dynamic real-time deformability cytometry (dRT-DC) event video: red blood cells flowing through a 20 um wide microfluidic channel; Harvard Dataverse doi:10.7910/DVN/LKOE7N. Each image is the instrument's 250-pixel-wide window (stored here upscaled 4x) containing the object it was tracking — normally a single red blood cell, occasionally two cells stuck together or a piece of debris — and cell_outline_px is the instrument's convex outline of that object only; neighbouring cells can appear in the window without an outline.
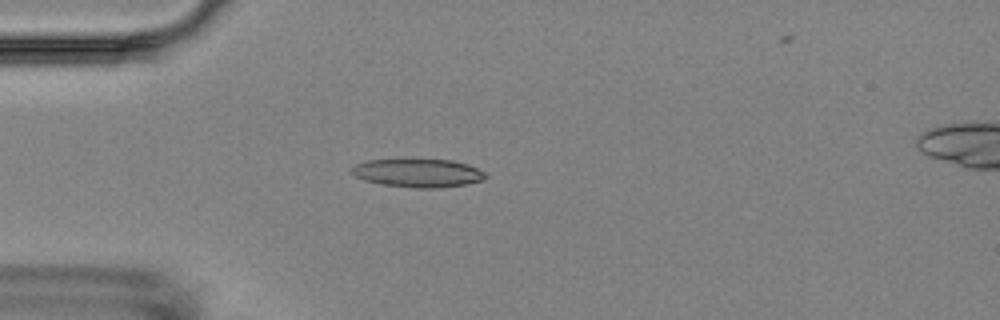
{"species": "Egyptian fruit bat (a non-hibernating species)", "species_latin": "Rousettus aegyptiacus", "temperature_condition": "room temperature", "stored_images_in_passage": 2, "camera_frame_rate_fps": 3000, "um_per_image_px": 0.085, "animal": {"sex": "female"}, "frame": {"image": 1, "passage_image": 1, "time_ms": 0.0, "image_size_px": [1000, 320], "cell_outline_px": [[488, 176], [484, 180], [464, 184], [440, 188], [416, 188], [380, 184], [364, 180], [348, 172], [356, 164], [368, 160], [452, 160], [468, 164], [484, 172]], "centroid_in_image_um": [35.53, 14.71], "position_along_channel_um": 49.5, "area_um2": 22.02}}